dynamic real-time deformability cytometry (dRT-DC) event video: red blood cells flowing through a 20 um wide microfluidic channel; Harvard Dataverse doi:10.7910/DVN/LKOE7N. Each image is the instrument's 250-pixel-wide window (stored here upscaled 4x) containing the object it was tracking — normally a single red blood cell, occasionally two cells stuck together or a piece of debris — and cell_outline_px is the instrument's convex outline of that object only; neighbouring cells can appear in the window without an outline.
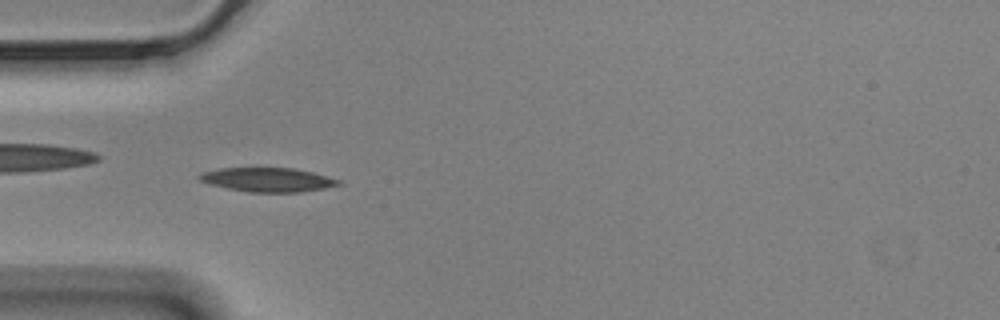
{"species": "Egyptian fruit bat (a non-hibernating species)", "species_latin": "Rousettus aegyptiacus", "temperature_condition": "cold", "stored_images_in_passage": 56, "segment_of_instrument_passage": [1, 2], "camera_frame_rate_fps": 3000, "um_per_image_px": 0.085, "animal": {"sex": "male"}, "frame": {"image": 1, "passage_image": 16, "time_ms": 5.0, "image_size_px": [1000, 320], "cell_outline_px": [[344, 184], [324, 188], [300, 192], [248, 192], [208, 184], [200, 180], [196, 176], [200, 172], [220, 168], [292, 168], [312, 172], [340, 180]], "centroid_in_image_um": [22.73, 15.27], "position_along_channel_um": 62.3, "area_um2": 19.54}}
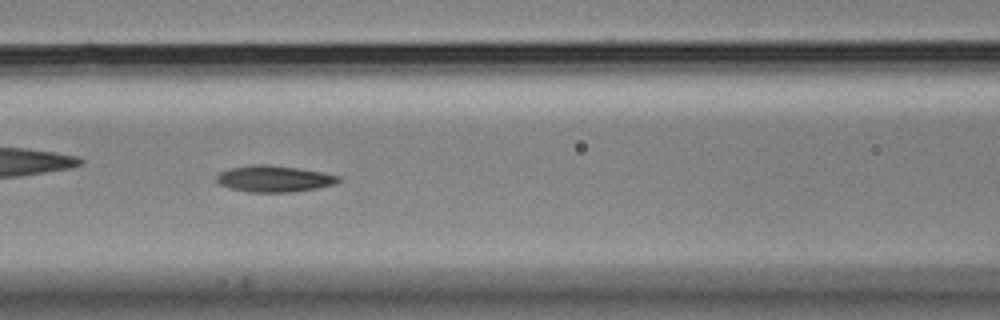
{"frame": {"image": 2, "passage_image": 23, "time_ms": 7.333, "image_size_px": [1000, 320], "cell_outline_px": [[344, 180], [336, 184], [316, 188], [292, 192], [248, 192], [228, 188], [220, 184], [216, 180], [216, 176], [220, 172], [228, 168], [252, 164], [268, 164], [300, 168], [324, 172], [340, 176]], "centroid_in_image_um": [23.33, 15.18], "position_along_channel_um": 143.3, "area_um2": 19.13}}
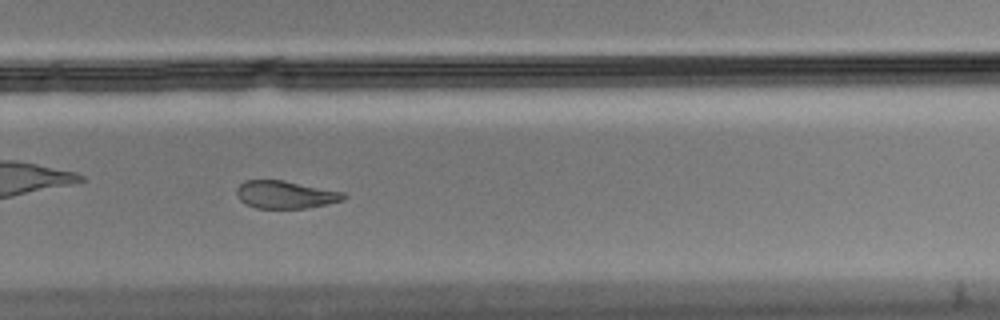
{"frame": {"image": 3, "passage_image": 37, "time_ms": 12.0, "image_size_px": [1000, 320], "cell_outline_px": [[348, 196], [344, 200], [308, 208], [256, 208], [244, 204], [236, 196], [236, 188], [244, 180], [284, 180], [344, 192]], "centroid_in_image_um": [24.25, 16.54], "position_along_channel_um": 305.6, "area_um2": 17.46}}